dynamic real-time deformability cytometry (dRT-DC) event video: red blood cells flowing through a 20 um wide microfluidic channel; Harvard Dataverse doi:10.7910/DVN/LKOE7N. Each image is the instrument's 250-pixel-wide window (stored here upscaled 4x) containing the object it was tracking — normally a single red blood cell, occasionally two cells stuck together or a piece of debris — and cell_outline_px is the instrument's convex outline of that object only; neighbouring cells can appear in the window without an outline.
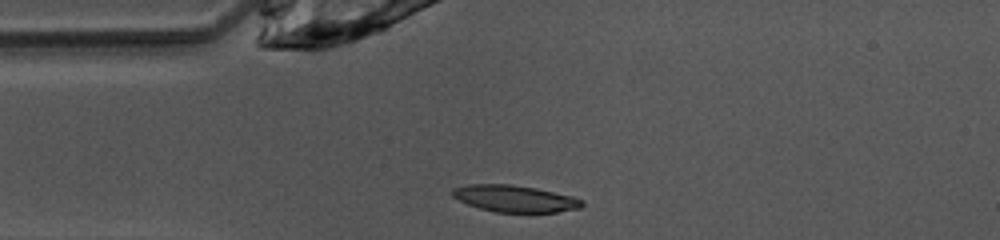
{"species": "common noctule bat (a hibernating species)", "species_latin": "Nyctalus noctula", "temperature_condition": "warm", "stored_images_in_passage": 38, "camera_frame_rate_fps": 3000, "um_per_image_px": 0.085, "animal": {"sex": "female", "body_mass_g": 10.0, "forearm_length_mm": 53.1}, "frame": {"image": 1, "passage_image": 1, "time_ms": 0.0, "image_size_px": [1000, 240], "cell_outline_px": [[584, 204], [580, 208], [556, 212], [496, 212], [480, 208], [468, 204], [452, 196], [452, 188], [468, 184], [512, 184], [536, 188], [572, 196], [584, 200]], "centroid_in_image_um": [43.77, 16.87], "position_along_channel_um": 41.2, "area_um2": 20.17}}
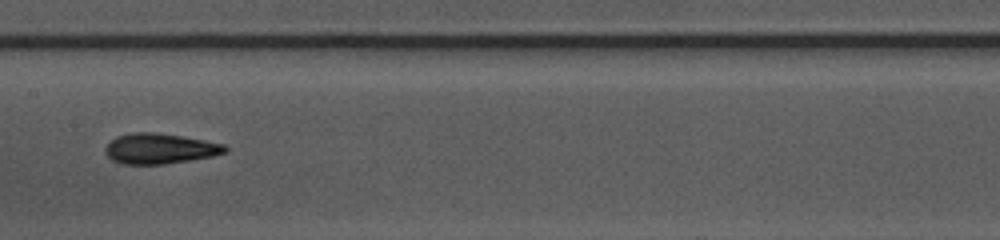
{"frame": {"image": 2, "passage_image": 13, "time_ms": 4.0, "image_size_px": [1000, 240], "cell_outline_px": [[228, 152], [212, 156], [164, 164], [124, 164], [112, 160], [104, 152], [104, 148], [116, 136], [136, 132], [156, 132], [204, 140], [224, 144], [228, 148]], "centroid_in_image_um": [13.58, 12.63], "position_along_channel_um": 193.8, "area_um2": 21.1}}
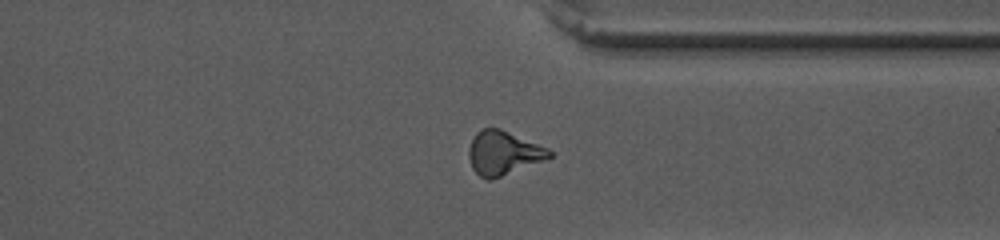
{"frame": {"image": 3, "passage_image": 26, "time_ms": 8.333, "image_size_px": [1000, 240], "cell_outline_px": [[552, 156], [544, 160], [500, 176], [488, 180], [480, 176], [472, 168], [468, 156], [468, 148], [476, 132], [480, 128], [500, 128], [548, 148], [552, 152]], "centroid_in_image_um": [42.75, 12.98], "position_along_channel_um": 368.6, "area_um2": 20.35}, "authors_computed_cell_mechanics": {"area_um2": 20.2878, "velocity_mm_per_s": 4.0908, "shape_relaxation_time_tau1_ms": 6.1962, "shape_relaxation_time_tau2_ms": 1.855, "deformation_change_tau1": 0.2157, "deformation_change_tau2": 0.1092}}